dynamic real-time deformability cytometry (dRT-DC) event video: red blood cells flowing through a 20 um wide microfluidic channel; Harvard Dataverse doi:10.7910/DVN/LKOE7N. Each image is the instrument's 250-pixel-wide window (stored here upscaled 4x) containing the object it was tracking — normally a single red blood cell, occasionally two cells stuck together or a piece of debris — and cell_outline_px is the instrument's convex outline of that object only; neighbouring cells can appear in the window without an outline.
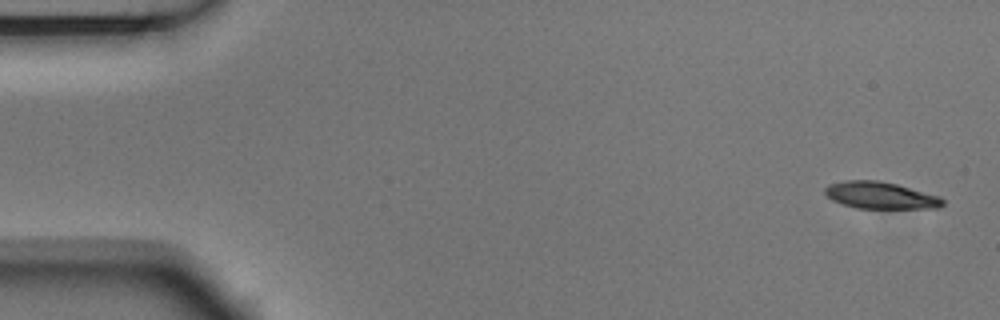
{"species": "Egyptian fruit bat (a non-hibernating species)", "species_latin": "Rousettus aegyptiacus", "temperature_condition": "room temperature", "stored_images_in_passage": 4, "camera_frame_rate_fps": 3000, "um_per_image_px": 0.085, "animal": {"sex": "male"}, "frame": {"image": 1, "passage_image": 1, "time_ms": 0.0, "image_size_px": [1000, 320], "cell_outline_px": [[944, 204], [940, 208], [856, 208], [832, 200], [824, 192], [824, 188], [828, 184], [844, 180], [880, 180], [896, 184], [940, 196], [944, 200]], "centroid_in_image_um": [74.84, 16.6], "position_along_channel_um": 10.2, "area_um2": 18.5}}
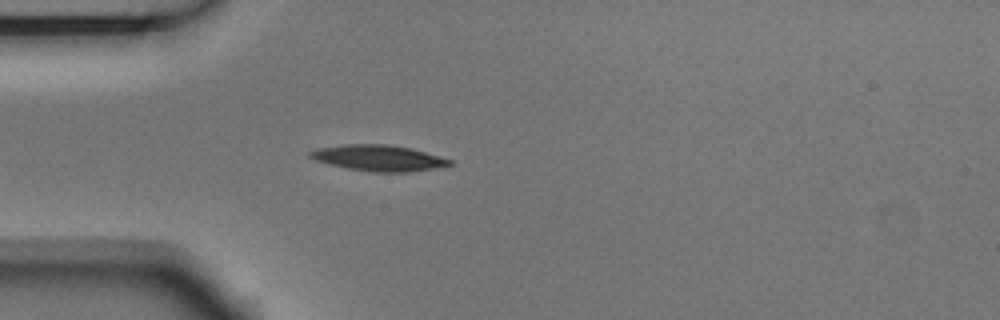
{"frame": {"image": 2, "passage_image": 4, "time_ms": 1.0, "image_size_px": [1000, 320], "cell_outline_px": [[452, 164], [432, 168], [408, 172], [372, 172], [348, 168], [328, 164], [316, 160], [308, 156], [308, 152], [316, 148], [348, 144], [388, 144], [412, 148], [440, 156], [452, 160]], "centroid_in_image_um": [32.15, 13.42], "position_along_channel_um": 52.8, "area_um2": 21.04}}